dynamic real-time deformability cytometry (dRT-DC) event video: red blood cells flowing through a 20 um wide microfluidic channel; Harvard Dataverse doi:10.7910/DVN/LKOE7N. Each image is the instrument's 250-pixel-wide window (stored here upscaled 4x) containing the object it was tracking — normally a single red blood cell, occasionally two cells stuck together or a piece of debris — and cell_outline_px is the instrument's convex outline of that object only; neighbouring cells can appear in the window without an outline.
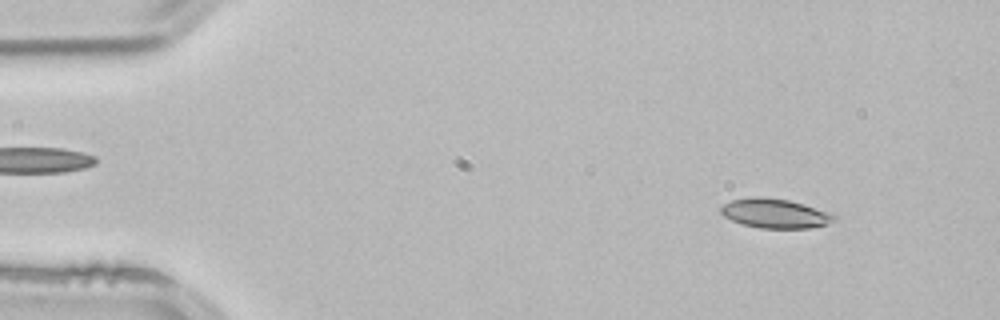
{"species": "common noctule bat (a hibernating species)", "species_latin": "Nyctalus noctula", "temperature_condition": "room temperature", "stored_images_in_passage": 3, "camera_frame_rate_fps": 3000, "um_per_image_px": 0.085, "animal": {"sex": "male", "body_mass_g": 21.5, "forearm_length_mm": 52.0}, "frame": {"image": 1, "passage_image": 1, "time_ms": 0.0, "image_size_px": [1000, 320], "cell_outline_px": [[836, 220], [828, 224], [808, 228], [760, 228], [740, 224], [724, 216], [720, 212], [720, 208], [724, 204], [732, 200], [756, 196], [760, 196], [788, 200], [804, 204], [832, 212], [836, 216]], "centroid_in_image_um": [65.9, 18.14], "position_along_channel_um": 19.1, "area_um2": 19.54}}
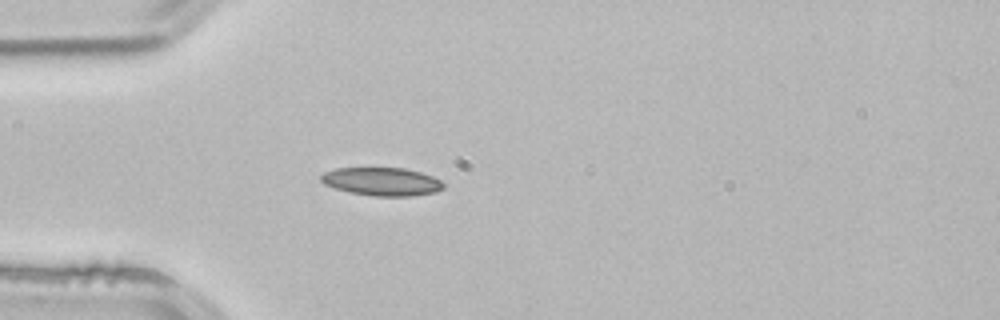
{"frame": {"image": 2, "passage_image": 3, "time_ms": 0.667, "image_size_px": [1000, 320], "cell_outline_px": [[444, 188], [436, 192], [412, 196], [372, 196], [352, 192], [336, 188], [324, 184], [320, 180], [320, 176], [324, 172], [336, 168], [404, 168], [420, 172], [432, 176], [440, 180], [444, 184]], "centroid_in_image_um": [32.47, 15.43], "position_along_channel_um": 52.5, "area_um2": 20.06}}